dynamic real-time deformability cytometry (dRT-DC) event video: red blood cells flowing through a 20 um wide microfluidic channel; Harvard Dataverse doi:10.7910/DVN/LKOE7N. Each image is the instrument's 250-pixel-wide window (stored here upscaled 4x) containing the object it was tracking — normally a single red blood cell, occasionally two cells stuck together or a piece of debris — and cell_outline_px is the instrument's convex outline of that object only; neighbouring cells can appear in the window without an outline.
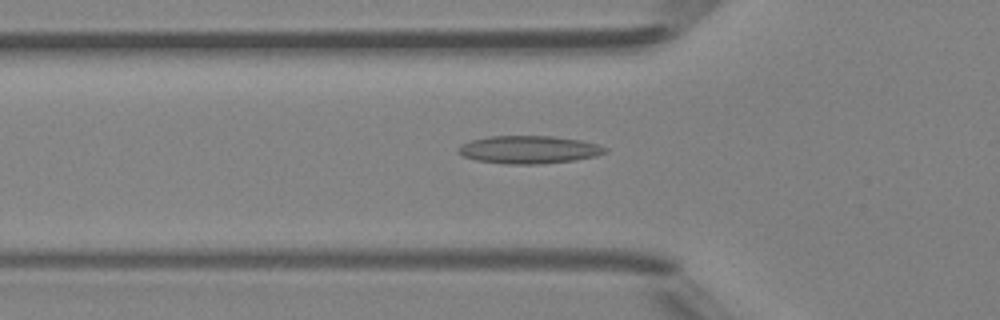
{"species": "Egyptian fruit bat (a non-hibernating species)", "species_latin": "Rousettus aegyptiacus", "temperature_condition": "room temperature", "stored_images_in_passage": 40, "camera_frame_rate_fps": 3000, "um_per_image_px": 0.085, "animal": {"sex": "female"}, "frame": {"image": 1, "passage_image": 9, "time_ms": 2.667, "image_size_px": [1000, 320], "cell_outline_px": [[608, 152], [596, 156], [572, 160], [536, 164], [504, 164], [476, 160], [464, 156], [456, 152], [456, 148], [472, 140], [488, 136], [552, 136], [580, 140], [596, 144], [608, 148]], "centroid_in_image_um": [44.94, 12.72], "position_along_channel_um": 80.9, "area_um2": 23.7}}
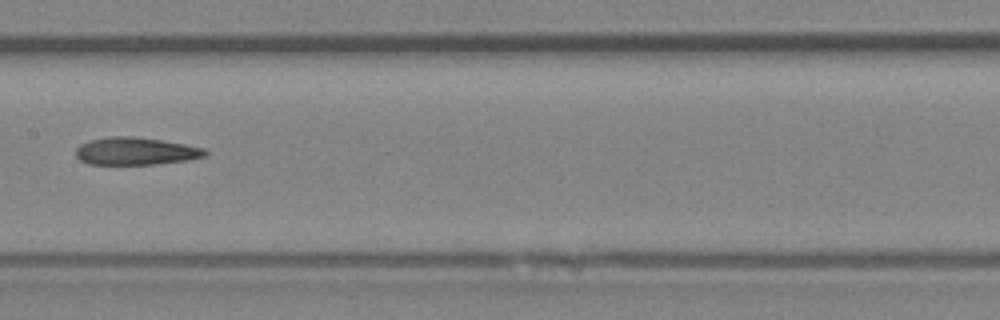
{"frame": {"image": 2, "passage_image": 17, "time_ms": 5.333, "image_size_px": [1000, 320], "cell_outline_px": [[208, 152], [204, 156], [188, 160], [152, 164], [88, 164], [80, 160], [76, 156], [76, 148], [80, 144], [92, 140], [112, 136], [132, 136], [160, 140], [184, 144], [204, 148]], "centroid_in_image_um": [11.52, 12.85], "position_along_channel_um": 195.9, "area_um2": 20.52}}
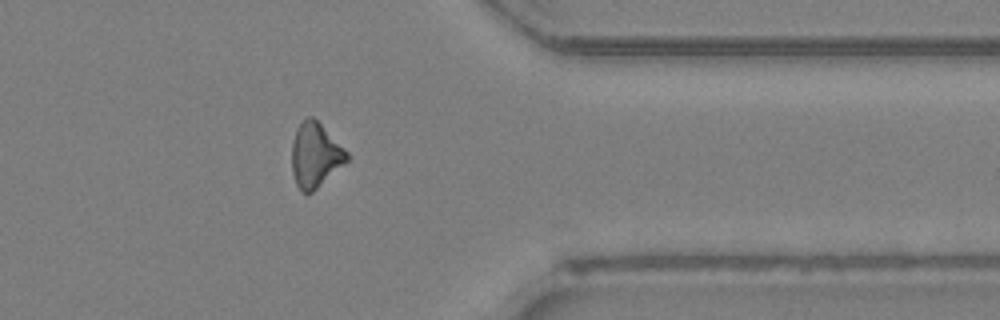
{"frame": {"image": 3, "passage_image": 31, "time_ms": 10.0, "image_size_px": [1000, 320], "cell_outline_px": [[352, 156], [344, 164], [308, 196], [300, 192], [296, 184], [292, 172], [292, 144], [296, 128], [308, 116], [312, 116]], "centroid_in_image_um": [26.79, 13.23], "position_along_channel_um": 384.6, "area_um2": 20.69}}